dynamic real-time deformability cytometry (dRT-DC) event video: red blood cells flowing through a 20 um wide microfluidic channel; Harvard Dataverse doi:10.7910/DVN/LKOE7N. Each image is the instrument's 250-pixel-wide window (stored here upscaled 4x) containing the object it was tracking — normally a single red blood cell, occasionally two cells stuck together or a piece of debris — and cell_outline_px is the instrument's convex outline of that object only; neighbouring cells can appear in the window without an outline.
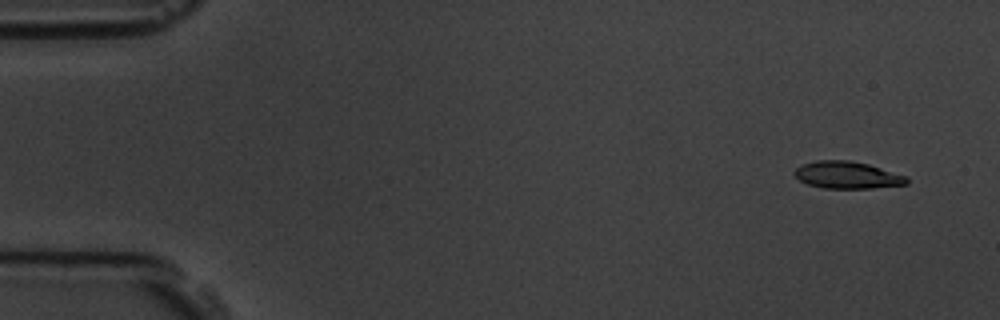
{"species": "common noctule bat (a hibernating species)", "species_latin": "Nyctalus noctula", "temperature_condition": "room temperature", "stored_images_in_passage": 2, "camera_frame_rate_fps": 3000, "um_per_image_px": 0.085, "animal": {"sex": "male", "body_mass_g": 19.5, "forearm_length_mm": 54.6}, "frame": {"image": 1, "passage_image": 2, "time_ms": 1.333, "image_size_px": [1000, 320], "cell_outline_px": [[908, 184], [872, 188], [824, 188], [808, 184], [800, 180], [792, 172], [800, 164], [816, 160], [848, 160], [868, 164], [908, 176]], "centroid_in_image_um": [72.01, 14.87], "position_along_channel_um": 13.0, "area_um2": 17.8}}